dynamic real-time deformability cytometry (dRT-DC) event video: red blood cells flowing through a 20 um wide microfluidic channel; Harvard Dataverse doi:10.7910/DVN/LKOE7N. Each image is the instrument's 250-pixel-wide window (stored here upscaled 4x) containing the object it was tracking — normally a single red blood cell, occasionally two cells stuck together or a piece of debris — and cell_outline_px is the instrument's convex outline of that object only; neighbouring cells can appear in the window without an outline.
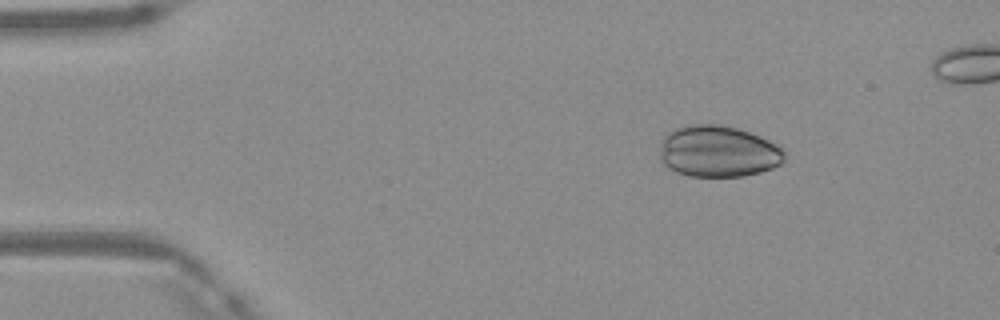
{"species": "Egyptian fruit bat (a non-hibernating species)", "species_latin": "Rousettus aegyptiacus", "temperature_condition": "warm", "stored_images_in_passage": 40, "camera_frame_rate_fps": 3000, "um_per_image_px": 0.085, "frame": {"image": 1, "passage_image": 1, "time_ms": 0.0, "image_size_px": [1000, 320], "cell_outline_px": [[784, 160], [780, 164], [772, 168], [760, 172], [744, 176], [688, 176], [676, 172], [668, 168], [660, 160], [660, 144], [664, 136], [668, 132], [684, 124], [720, 124], [736, 128], [760, 136], [768, 140], [780, 148], [784, 152]], "centroid_in_image_um": [60.99, 12.86], "position_along_channel_um": 24.0, "area_um2": 37.51}}
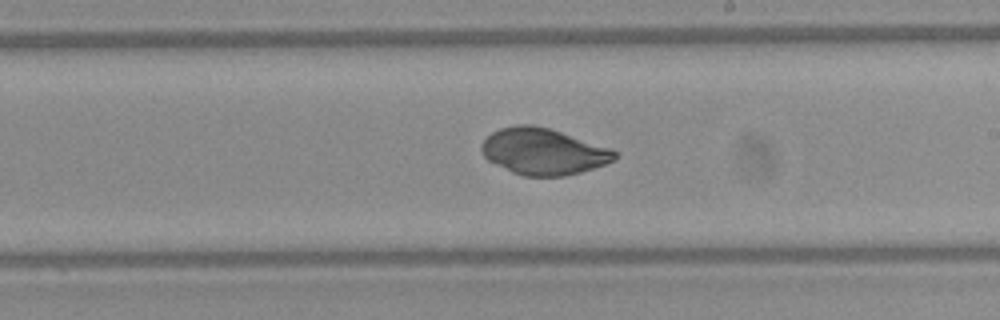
{"frame": {"image": 2, "passage_image": 22, "time_ms": 7.0, "image_size_px": [1000, 320], "cell_outline_px": [[616, 160], [580, 172], [564, 176], [524, 176], [512, 172], [488, 160], [484, 156], [480, 148], [480, 144], [492, 132], [500, 128], [516, 124], [532, 124], [548, 128], [612, 148], [616, 152]], "centroid_in_image_um": [46.17, 12.87], "position_along_channel_um": 242.8, "area_um2": 35.89}}
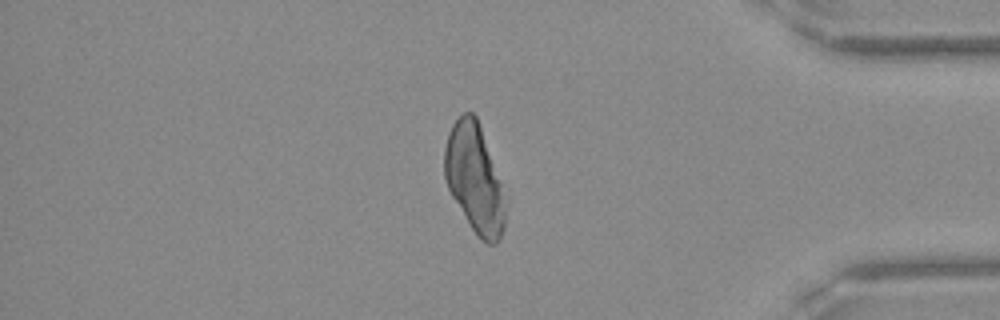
{"frame": {"image": 3, "passage_image": 35, "time_ms": 11.333, "image_size_px": [1000, 320], "cell_outline_px": [[504, 228], [496, 244], [488, 244], [480, 240], [472, 228], [452, 196], [448, 188], [444, 176], [444, 148], [448, 132], [452, 124], [464, 112], [472, 112], [476, 116], [500, 184], [504, 204]], "centroid_in_image_um": [40.28, 15.18], "position_along_channel_um": 394.9, "area_um2": 37.34}}